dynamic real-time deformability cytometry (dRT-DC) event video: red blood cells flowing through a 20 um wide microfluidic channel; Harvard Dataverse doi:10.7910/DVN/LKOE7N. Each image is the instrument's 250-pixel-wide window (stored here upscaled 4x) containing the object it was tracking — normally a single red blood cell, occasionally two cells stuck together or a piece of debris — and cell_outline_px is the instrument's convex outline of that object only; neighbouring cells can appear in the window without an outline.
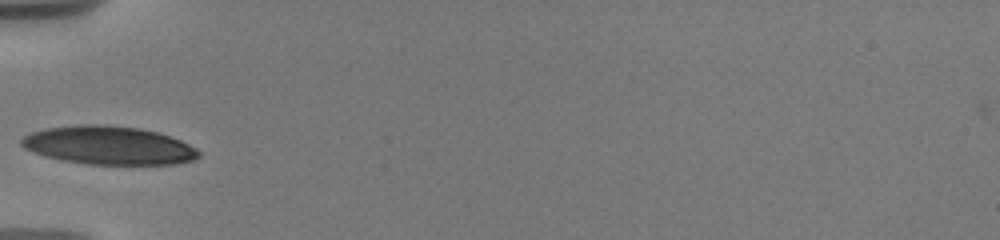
{"species": "human", "species_latin": "Homo sapiens", "temperature_condition": "warm", "stored_images_in_passage": 6, "camera_frame_rate_fps": 3000, "um_per_image_px": 0.085, "donor": {"sex": "male"}, "frame": {"image": 1, "passage_image": 1, "time_ms": 0.0, "image_size_px": [1000, 240], "cell_outline_px": [[200, 156], [192, 160], [176, 164], [88, 164], [64, 160], [32, 152], [24, 148], [20, 144], [20, 140], [24, 136], [32, 132], [44, 128], [80, 124], [104, 124], [140, 128], [156, 132], [180, 140], [196, 148], [200, 152]], "centroid_in_image_um": [9.22, 12.34], "position_along_channel_um": 75.8, "area_um2": 39.54}}
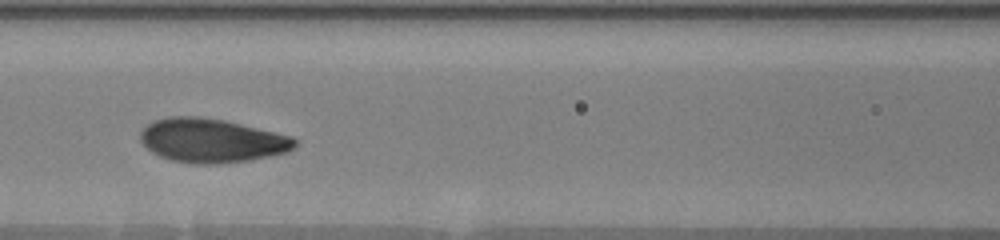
{"frame": {"image": 2, "passage_image": 3, "time_ms": 2.0, "image_size_px": [1000, 240], "cell_outline_px": [[296, 144], [288, 152], [252, 160], [216, 164], [192, 164], [172, 160], [160, 156], [152, 152], [140, 140], [140, 132], [152, 120], [168, 116], [200, 116], [224, 120], [292, 136], [296, 140]], "centroid_in_image_um": [17.98, 11.94], "position_along_channel_um": 148.6, "area_um2": 39.65}}
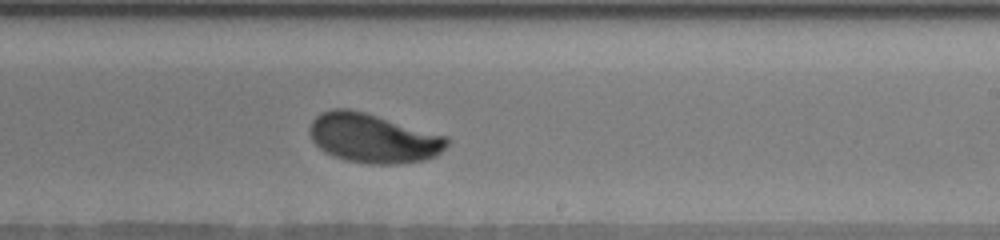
{"frame": {"image": 3, "passage_image": 6, "time_ms": 5.0, "image_size_px": [1000, 240], "cell_outline_px": [[448, 144], [436, 156], [424, 160], [400, 164], [368, 164], [344, 160], [332, 156], [324, 152], [312, 140], [308, 132], [312, 120], [320, 112], [332, 108], [348, 108], [364, 112], [448, 136]], "centroid_in_image_um": [31.69, 11.75], "position_along_channel_um": 257.3, "area_um2": 39.65}}